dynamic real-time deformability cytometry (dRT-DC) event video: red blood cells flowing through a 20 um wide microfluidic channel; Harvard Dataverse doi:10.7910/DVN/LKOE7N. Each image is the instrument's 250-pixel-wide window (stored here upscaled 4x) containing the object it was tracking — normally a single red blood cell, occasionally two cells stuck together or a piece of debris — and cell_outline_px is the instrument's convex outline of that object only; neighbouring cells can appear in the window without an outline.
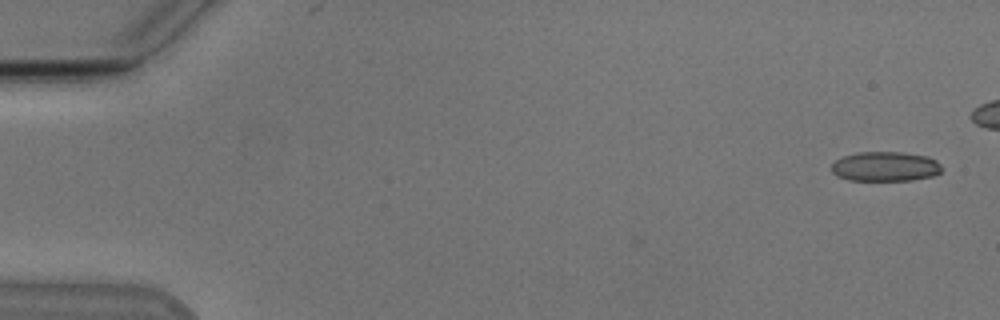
{"species": "Egyptian fruit bat (a non-hibernating species)", "species_latin": "Rousettus aegyptiacus", "temperature_condition": "cold", "stored_images_in_passage": 2, "camera_frame_rate_fps": 3000, "um_per_image_px": 0.085, "animal": {"sex": "male"}, "frame": {"image": 1, "passage_image": 2, "time_ms": 0.333, "image_size_px": [1000, 320], "cell_outline_px": [[944, 168], [940, 172], [932, 176], [912, 180], [848, 180], [836, 176], [832, 172], [832, 164], [836, 160], [844, 156], [860, 152], [900, 152], [928, 156], [936, 160]], "centroid_in_image_um": [75.26, 14.15], "position_along_channel_um": 9.7, "area_um2": 19.07}}